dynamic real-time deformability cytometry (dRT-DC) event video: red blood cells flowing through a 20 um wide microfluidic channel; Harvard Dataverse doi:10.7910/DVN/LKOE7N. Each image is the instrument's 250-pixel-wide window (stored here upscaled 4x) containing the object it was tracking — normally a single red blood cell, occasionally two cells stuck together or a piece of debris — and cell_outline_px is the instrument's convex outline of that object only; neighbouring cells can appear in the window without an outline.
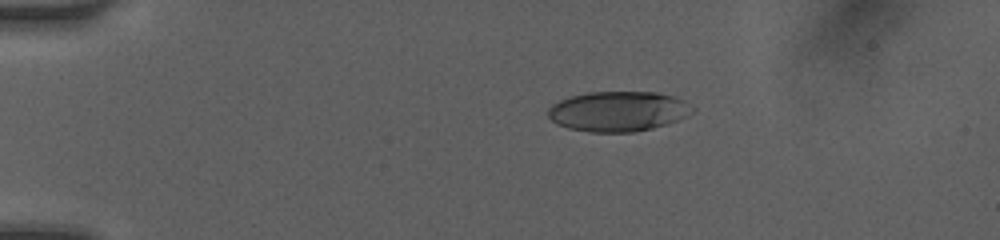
{"species": "human", "species_latin": "Homo sapiens", "temperature_condition": "room temperature", "stored_images_in_passage": 35, "camera_frame_rate_fps": 3000, "um_per_image_px": 0.085, "donor": {"sex": "female"}, "frame": {"image": 1, "passage_image": 7, "time_ms": 3.333, "image_size_px": [1000, 240], "cell_outline_px": [[696, 108], [688, 116], [652, 128], [632, 132], [588, 132], [568, 128], [556, 124], [548, 116], [548, 108], [552, 104], [560, 100], [572, 96], [588, 92], [656, 92], [676, 96], [684, 100]], "centroid_in_image_um": [52.55, 9.46], "position_along_channel_um": 32.4, "area_um2": 33.81}}
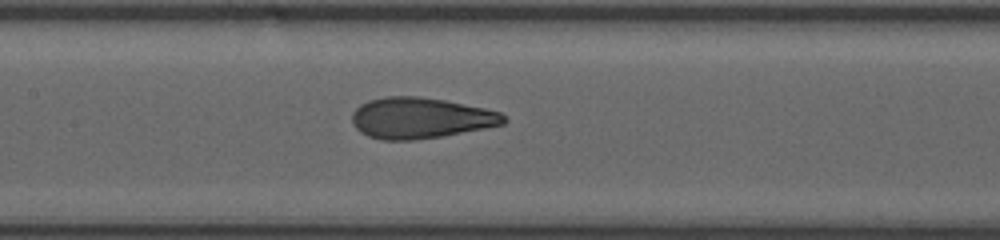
{"frame": {"image": 2, "passage_image": 18, "time_ms": 8.333, "image_size_px": [1000, 240], "cell_outline_px": [[508, 120], [504, 124], [484, 128], [440, 136], [416, 140], [380, 140], [368, 136], [360, 132], [352, 124], [352, 112], [360, 104], [368, 100], [388, 96], [416, 96], [444, 100], [484, 108], [500, 112]], "centroid_in_image_um": [35.7, 10.03], "position_along_channel_um": 171.7, "area_um2": 36.13}}
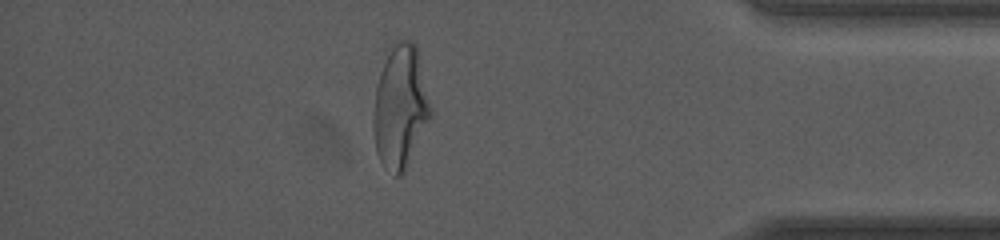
{"frame": {"image": 3, "passage_image": 32, "time_ms": 14.667, "image_size_px": [1000, 240], "cell_outline_px": [[432, 116], [404, 172], [400, 176], [392, 176], [380, 160], [376, 152], [372, 128], [372, 120], [376, 88], [380, 72], [396, 40], [408, 40], [416, 44], [432, 108]], "centroid_in_image_um": [34.03, 9.14], "position_along_channel_um": 401.2, "area_um2": 40.98}, "authors_computed_cell_mechanics": {"area_um2": 35.7204, "velocity_mm_per_s": 4.1052, "shape_relaxation_time_tau1_ms": 3.3661, "shape_relaxation_time_tau2_ms": 0.7665, "deformation_change_tau1": 0.1963, "deformation_change_tau2": 0.0844}}